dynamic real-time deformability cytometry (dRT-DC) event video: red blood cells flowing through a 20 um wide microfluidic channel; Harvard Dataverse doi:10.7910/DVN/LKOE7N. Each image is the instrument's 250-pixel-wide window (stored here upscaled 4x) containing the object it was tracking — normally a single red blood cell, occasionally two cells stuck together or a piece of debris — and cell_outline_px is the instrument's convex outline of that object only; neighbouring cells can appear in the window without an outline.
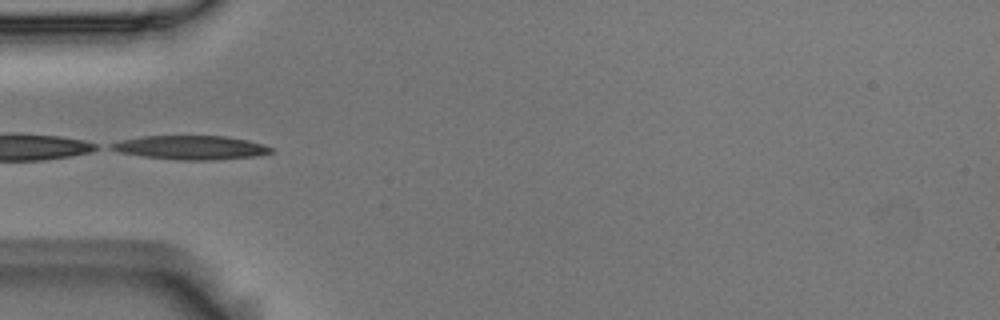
{"species": "Egyptian fruit bat (a non-hibernating species)", "species_latin": "Rousettus aegyptiacus", "temperature_condition": "room temperature", "stored_images_in_passage": 32, "camera_frame_rate_fps": 3000, "um_per_image_px": 0.085, "animal": {"sex": "male"}, "frame": {"image": 1, "passage_image": 1, "time_ms": 0.0, "image_size_px": [1000, 320], "cell_outline_px": [[272, 152], [256, 156], [208, 160], [180, 160], [144, 156], [120, 152], [108, 148], [108, 144], [120, 140], [144, 136], [228, 136], [248, 140], [264, 144], [272, 148]], "centroid_in_image_um": [16.2, 12.53], "position_along_channel_um": 68.8, "area_um2": 22.2}}
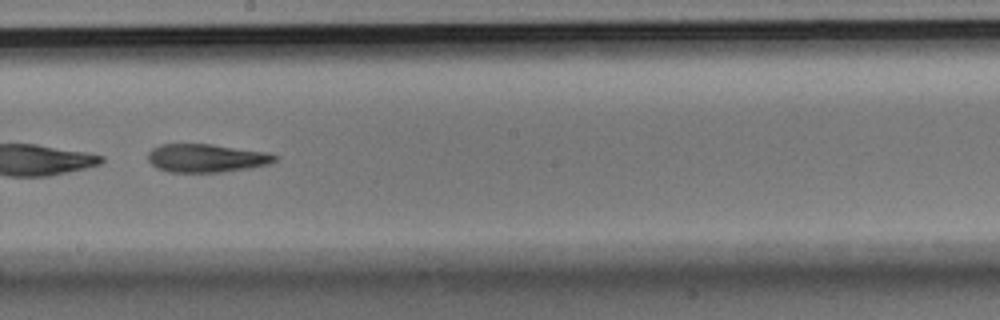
{"frame": {"image": 2, "passage_image": 14, "time_ms": 4.333, "image_size_px": [1000, 320], "cell_outline_px": [[280, 156], [276, 160], [268, 164], [248, 168], [220, 172], [168, 172], [156, 168], [148, 160], [148, 152], [152, 148], [160, 144], [212, 144], [268, 152]], "centroid_in_image_um": [17.54, 13.43], "position_along_channel_um": 230.7, "area_um2": 21.04}, "authors_computed_cell_mechanics": {"area_um2": 21.4727, "velocity_mm_per_s": 3.7145, "shape_relaxation_time_tau1_ms": 5.3425, "shape_relaxation_time_tau2_ms": 4.0544, "deformation_change_tau1": 0.194, "deformation_change_tau2": 0.1511}}